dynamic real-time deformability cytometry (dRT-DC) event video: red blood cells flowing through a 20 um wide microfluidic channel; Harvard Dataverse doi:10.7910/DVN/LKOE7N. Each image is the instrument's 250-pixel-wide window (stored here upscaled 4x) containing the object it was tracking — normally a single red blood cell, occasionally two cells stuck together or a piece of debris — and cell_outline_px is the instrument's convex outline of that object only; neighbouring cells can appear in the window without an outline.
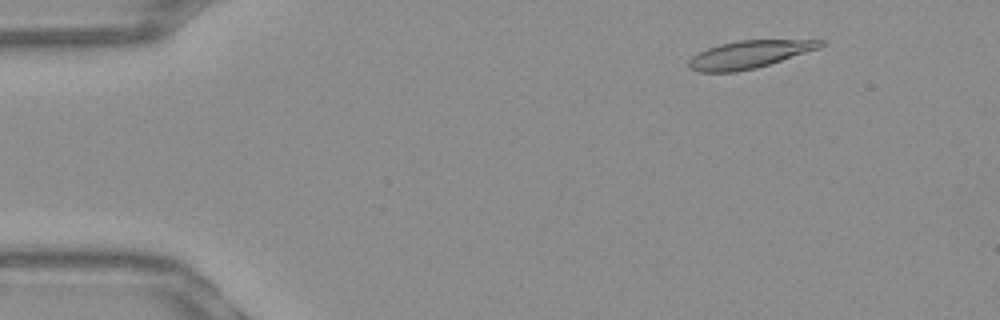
{"species": "Egyptian fruit bat (a non-hibernating species)", "species_latin": "Rousettus aegyptiacus", "temperature_condition": "warm", "stored_images_in_passage": 10, "camera_frame_rate_fps": 3000, "um_per_image_px": 0.085, "frame": {"image": 1, "passage_image": 6, "time_ms": 1.667, "image_size_px": [1000, 320], "cell_outline_px": [[828, 44], [820, 48], [756, 68], [736, 72], [696, 72], [688, 68], [688, 60], [692, 56], [708, 48], [720, 44], [736, 40], [824, 40]], "centroid_in_image_um": [63.68, 4.63], "position_along_channel_um": 21.3, "area_um2": 21.27}}